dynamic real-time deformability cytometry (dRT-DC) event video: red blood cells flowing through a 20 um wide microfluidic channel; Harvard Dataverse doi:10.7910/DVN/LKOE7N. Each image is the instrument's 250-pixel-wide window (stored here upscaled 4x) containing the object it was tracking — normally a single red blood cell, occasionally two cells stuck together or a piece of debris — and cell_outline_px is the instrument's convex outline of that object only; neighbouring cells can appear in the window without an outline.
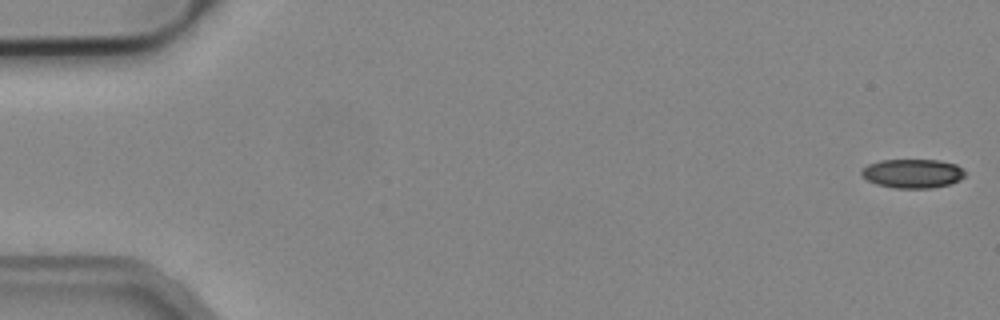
{"species": "common noctule bat (a hibernating species)", "species_latin": "Nyctalus noctula", "temperature_condition": "cold", "stored_images_in_passage": 51, "camera_frame_rate_fps": 3000, "um_per_image_px": 0.085, "animal": {"sex": "male", "body_mass_g": 19.2, "forearm_length_mm": 51.8}, "frame": {"image": 1, "passage_image": 1, "time_ms": 0.0, "image_size_px": [1000, 320], "cell_outline_px": [[964, 176], [960, 180], [948, 184], [932, 188], [892, 188], [876, 184], [860, 176], [860, 172], [868, 164], [880, 160], [940, 160], [956, 164], [964, 172]], "centroid_in_image_um": [77.54, 14.75], "position_along_channel_um": 7.5, "area_um2": 17.51}}
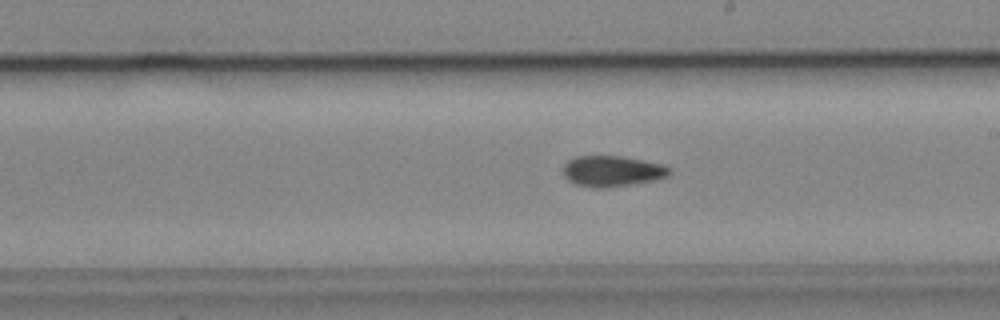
{"frame": {"image": 2, "passage_image": 30, "time_ms": 9.667, "image_size_px": [1000, 320], "cell_outline_px": [[672, 172], [668, 176], [652, 180], [632, 184], [604, 188], [596, 188], [576, 184], [568, 180], [564, 176], [564, 164], [568, 160], [576, 156], [624, 156], [664, 164]], "centroid_in_image_um": [52.04, 14.53], "position_along_channel_um": 237.0, "area_um2": 19.07}}
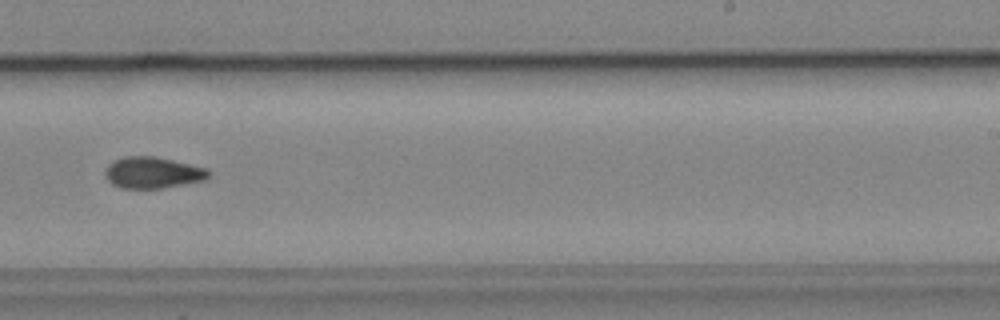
{"frame": {"image": 3, "passage_image": 33, "time_ms": 10.667, "image_size_px": [1000, 320], "cell_outline_px": [[212, 176], [204, 180], [160, 188], [120, 188], [112, 184], [104, 176], [104, 172], [108, 164], [124, 156], [156, 156], [208, 168], [212, 172]], "centroid_in_image_um": [13.0, 14.66], "position_along_channel_um": 276.0, "area_um2": 19.07}}